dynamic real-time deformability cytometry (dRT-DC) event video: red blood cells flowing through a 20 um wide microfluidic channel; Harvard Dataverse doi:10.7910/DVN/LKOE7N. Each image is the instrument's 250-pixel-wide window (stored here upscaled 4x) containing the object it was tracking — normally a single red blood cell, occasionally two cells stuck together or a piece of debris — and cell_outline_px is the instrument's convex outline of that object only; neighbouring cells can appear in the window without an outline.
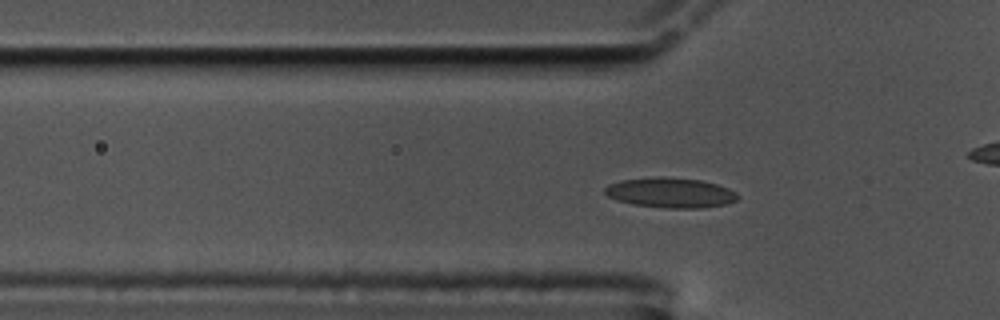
{"species": "common noctule bat (a hibernating species)", "species_latin": "Nyctalus noctula", "temperature_condition": "cold", "stored_images_in_passage": 40, "camera_frame_rate_fps": 3000, "um_per_image_px": 0.085, "animal": {"sex": "male", "body_mass_g": 17.5, "forearm_length_mm": 52.3}, "frame": {"image": 1, "passage_image": 5, "time_ms": 1.333, "image_size_px": [1000, 320], "cell_outline_px": [[740, 196], [736, 200], [724, 204], [704, 208], [664, 208], [632, 204], [616, 200], [608, 196], [604, 192], [604, 188], [608, 184], [624, 180], [664, 176], [700, 180], [716, 184], [728, 188], [736, 192]], "centroid_in_image_um": [56.99, 16.38], "position_along_channel_um": 68.8, "area_um2": 23.24}}
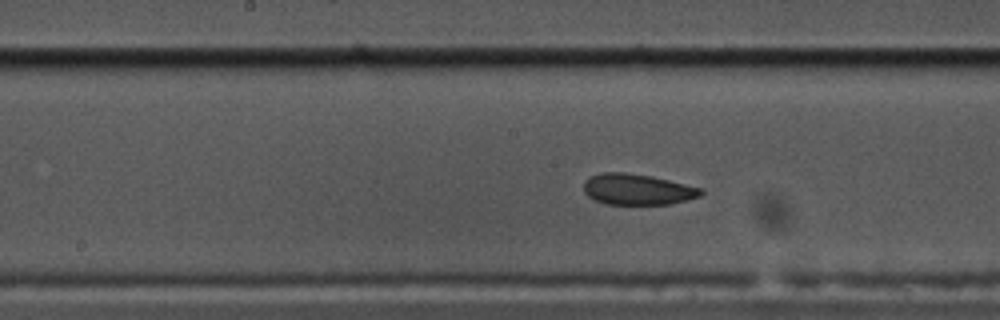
{"frame": {"image": 2, "passage_image": 16, "time_ms": 5.0, "image_size_px": [1000, 320], "cell_outline_px": [[704, 192], [700, 196], [668, 204], [608, 204], [596, 200], [588, 196], [584, 192], [584, 180], [588, 176], [600, 172], [624, 172], [652, 176], [704, 188]], "centroid_in_image_um": [54.16, 16.08], "position_along_channel_um": 194.0, "area_um2": 21.21}}
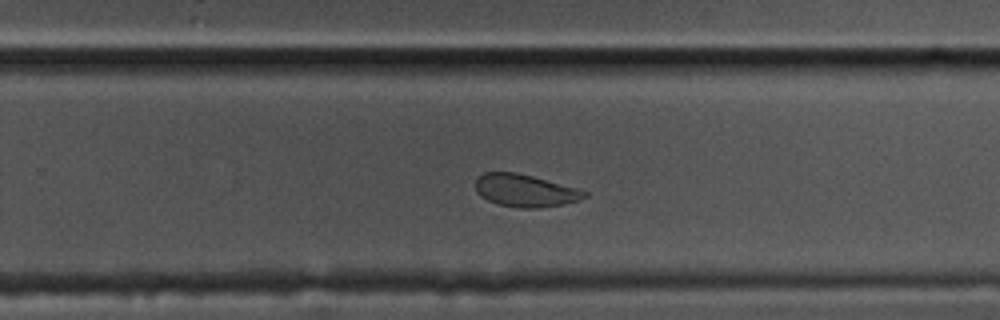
{"frame": {"image": 3, "passage_image": 24, "time_ms": 7.667, "image_size_px": [1000, 320], "cell_outline_px": [[588, 196], [580, 200], [564, 204], [536, 208], [520, 208], [496, 204], [480, 196], [476, 192], [476, 176], [484, 172], [516, 172], [532, 176], [576, 188], [588, 192]], "centroid_in_image_um": [44.61, 16.2], "position_along_channel_um": 285.2, "area_um2": 20.69}, "authors_computed_cell_mechanics": {"area_um2": 21.8195, "velocity_mm_per_s": 3.4213, "shape_relaxation_time_tau1_ms": 5.5244, "shape_relaxation_time_tau2_ms": 2.3671, "deformation_change_tau1": 0.1075, "deformation_change_tau2": 0.056}}